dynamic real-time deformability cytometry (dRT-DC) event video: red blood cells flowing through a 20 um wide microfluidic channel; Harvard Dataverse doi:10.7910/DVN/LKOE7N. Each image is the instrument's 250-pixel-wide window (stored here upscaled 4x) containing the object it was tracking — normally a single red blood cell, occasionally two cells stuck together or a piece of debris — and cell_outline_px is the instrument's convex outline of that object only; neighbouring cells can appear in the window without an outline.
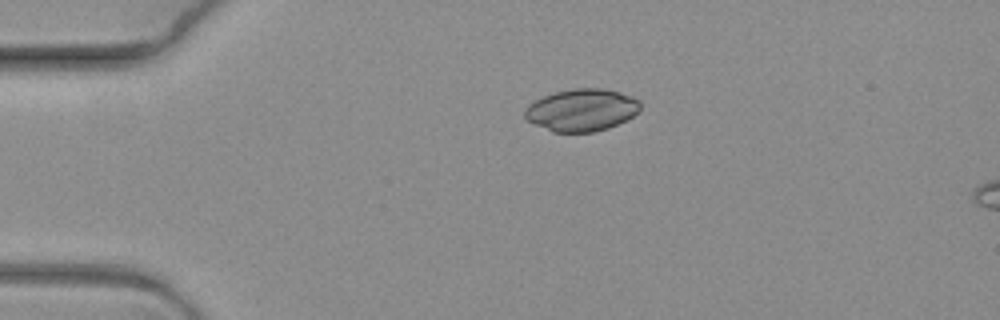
{"species": "common noctule bat (a hibernating species)", "species_latin": "Nyctalus noctula", "temperature_condition": "warm", "stored_images_in_passage": 3, "camera_frame_rate_fps": 3000, "um_per_image_px": 0.085, "animal": {"sex": "female", "body_mass_g": 19.3, "forearm_length_mm": 54.1}, "frame": {"image": 1, "passage_image": 3, "time_ms": 0.667, "image_size_px": [1000, 320], "cell_outline_px": [[640, 108], [632, 116], [608, 128], [592, 132], [552, 132], [528, 120], [524, 116], [524, 108], [528, 104], [544, 96], [556, 92], [572, 88], [604, 88], [620, 92], [632, 96], [640, 100]], "centroid_in_image_um": [49.43, 9.34], "position_along_channel_um": 35.6, "area_um2": 28.32}}